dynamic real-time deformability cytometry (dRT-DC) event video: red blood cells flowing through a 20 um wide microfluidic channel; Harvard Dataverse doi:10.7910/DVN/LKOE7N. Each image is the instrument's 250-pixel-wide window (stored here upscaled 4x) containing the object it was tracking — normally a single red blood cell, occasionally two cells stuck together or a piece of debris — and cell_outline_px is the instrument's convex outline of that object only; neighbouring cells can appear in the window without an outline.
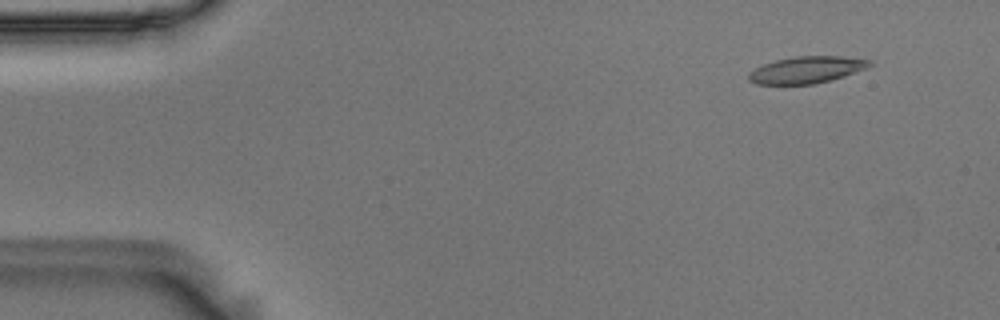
{"species": "Egyptian fruit bat (a non-hibernating species)", "species_latin": "Rousettus aegyptiacus", "temperature_condition": "room temperature", "stored_images_in_passage": 54, "camera_frame_rate_fps": 3000, "um_per_image_px": 0.085, "animal": {"sex": "male"}, "frame": {"image": 1, "passage_image": 5, "time_ms": 1.333, "image_size_px": [1000, 320], "cell_outline_px": [[872, 64], [868, 68], [844, 76], [812, 84], [756, 84], [748, 80], [748, 72], [764, 64], [776, 60], [796, 56], [840, 56], [872, 60]], "centroid_in_image_um": [68.56, 5.93], "position_along_channel_um": 16.4, "area_um2": 18.79}}
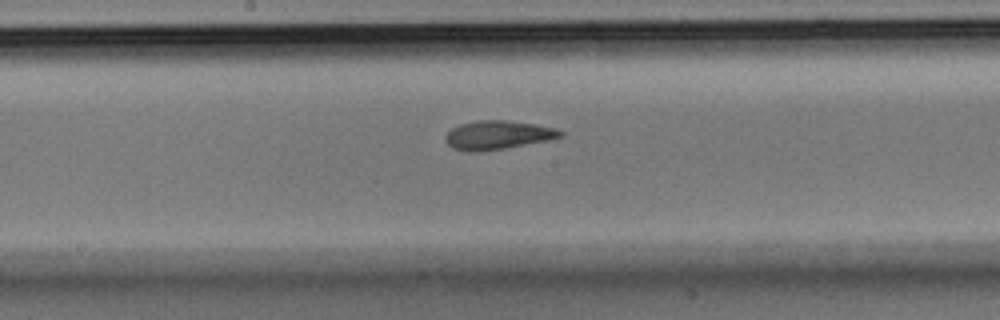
{"frame": {"image": 2, "passage_image": 29, "time_ms": 9.333, "image_size_px": [1000, 320], "cell_outline_px": [[564, 136], [548, 140], [504, 148], [476, 152], [468, 152], [452, 148], [444, 140], [444, 136], [452, 128], [460, 124], [476, 120], [504, 120], [536, 124], [556, 128], [564, 132]], "centroid_in_image_um": [42.29, 11.47], "position_along_channel_um": 205.9, "area_um2": 19.31}}
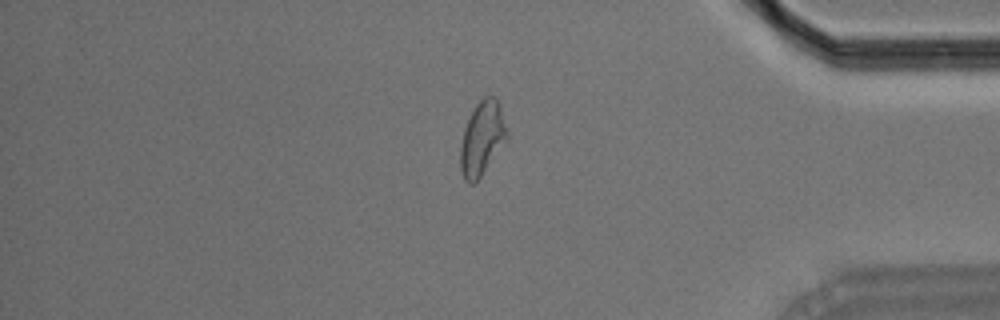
{"frame": {"image": 3, "passage_image": 47, "time_ms": 15.333, "image_size_px": [1000, 320], "cell_outline_px": [[508, 140], [480, 176], [472, 184], [468, 184], [464, 180], [460, 172], [460, 144], [464, 128], [476, 104], [484, 96], [492, 96], [500, 104], [508, 132]], "centroid_in_image_um": [40.98, 11.77], "position_along_channel_um": 394.2, "area_um2": 20.11}}